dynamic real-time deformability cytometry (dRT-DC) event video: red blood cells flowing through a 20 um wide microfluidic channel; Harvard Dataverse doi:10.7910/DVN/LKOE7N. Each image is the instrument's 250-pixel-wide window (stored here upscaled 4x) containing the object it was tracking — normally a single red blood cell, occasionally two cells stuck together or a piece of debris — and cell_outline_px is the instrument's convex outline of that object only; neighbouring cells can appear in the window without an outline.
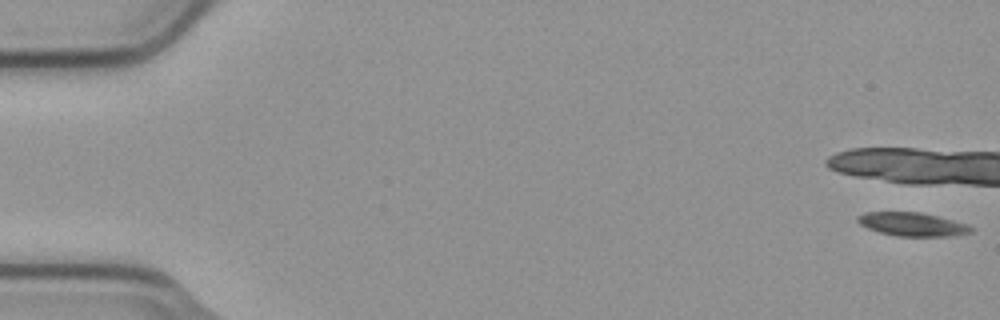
{"species": "common noctule bat (a hibernating species)", "species_latin": "Nyctalus noctula", "temperature_condition": "cold", "stored_images_in_passage": 2, "camera_frame_rate_fps": 3000, "um_per_image_px": 0.085, "animal": {"sex": "male", "body_mass_g": 23.1, "forearm_length_mm": 52.7}, "frame": {"image": 1, "passage_image": 1, "time_ms": 0.0, "image_size_px": [1000, 320], "cell_outline_px": [[972, 232], [952, 236], [900, 236], [880, 232], [868, 228], [860, 224], [856, 220], [856, 216], [864, 212], [920, 212], [968, 224], [972, 228]], "centroid_in_image_um": [77.53, 19.06], "position_along_channel_um": 7.5, "area_um2": 15.43}}